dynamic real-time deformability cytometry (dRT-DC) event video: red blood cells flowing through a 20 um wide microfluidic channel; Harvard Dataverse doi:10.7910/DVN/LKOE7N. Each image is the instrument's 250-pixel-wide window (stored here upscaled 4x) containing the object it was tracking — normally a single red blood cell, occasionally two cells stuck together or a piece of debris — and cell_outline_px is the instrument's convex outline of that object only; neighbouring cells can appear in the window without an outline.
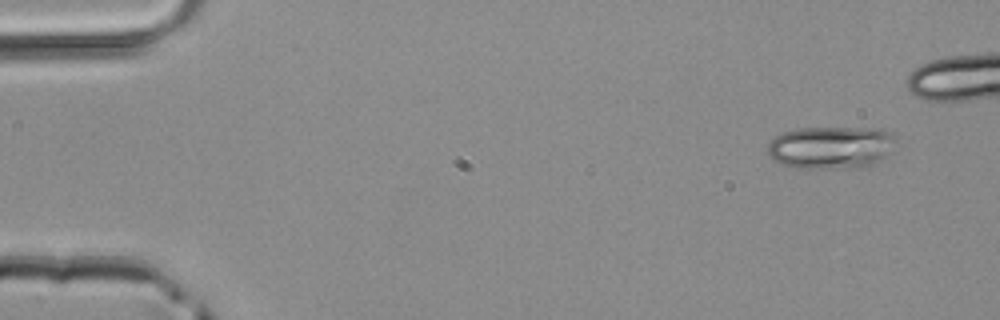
{"species": "common noctule bat (a hibernating species)", "species_latin": "Nyctalus noctula", "temperature_condition": "room temperature", "stored_images_in_passage": 2, "segment_of_instrument_passage": [2, 2], "camera_frame_rate_fps": 3000, "um_per_image_px": 0.085, "animal": {"sex": "male", "body_mass_g": 20.4}, "frame": {"image": 1, "passage_image": 2, "time_ms": 0.333, "image_size_px": [1000, 320], "cell_outline_px": [[892, 136], [888, 152], [880, 160], [864, 168], [800, 168], [784, 164], [776, 160], [768, 152], [768, 144], [776, 136], [784, 132], [796, 128], [880, 128], [888, 132]], "centroid_in_image_um": [70.59, 12.53], "position_along_channel_um": 14.4, "area_um2": 31.21}}